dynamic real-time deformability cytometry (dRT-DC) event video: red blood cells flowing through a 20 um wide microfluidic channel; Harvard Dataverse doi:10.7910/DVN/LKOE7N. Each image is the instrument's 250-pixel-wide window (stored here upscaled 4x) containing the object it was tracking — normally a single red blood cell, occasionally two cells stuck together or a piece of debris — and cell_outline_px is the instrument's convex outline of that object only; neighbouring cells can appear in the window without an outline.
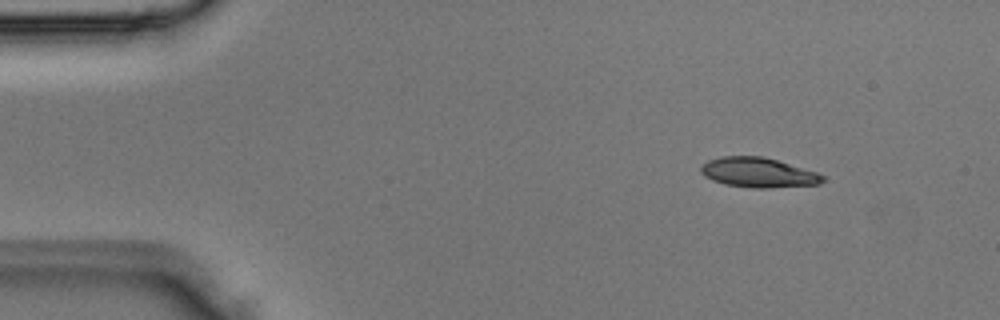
{"species": "Egyptian fruit bat (a non-hibernating species)", "species_latin": "Rousettus aegyptiacus", "temperature_condition": "room temperature", "stored_images_in_passage": 4, "camera_frame_rate_fps": 3000, "um_per_image_px": 0.085, "animal": {"sex": "male"}, "frame": {"image": 1, "passage_image": 1, "time_ms": 0.0, "image_size_px": [1000, 320], "cell_outline_px": [[824, 180], [820, 184], [768, 188], [752, 188], [724, 184], [712, 180], [704, 176], [700, 172], [700, 164], [708, 160], [720, 156], [764, 156], [816, 172], [824, 176]], "centroid_in_image_um": [64.4, 14.66], "position_along_channel_um": 20.6, "area_um2": 21.27}}
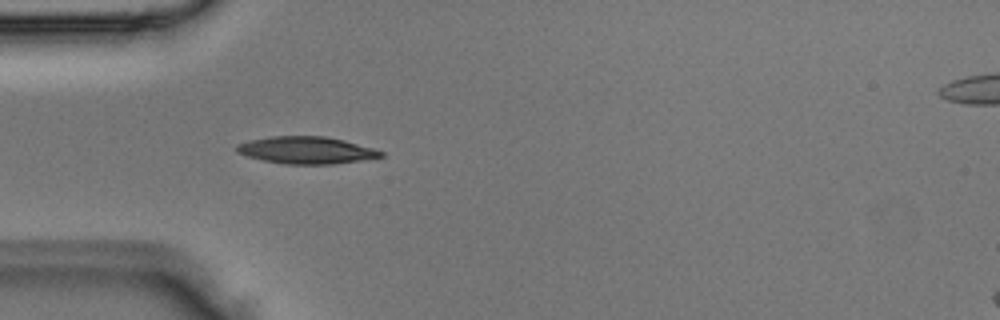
{"frame": {"image": 2, "passage_image": 3, "time_ms": 0.667, "image_size_px": [1000, 320], "cell_outline_px": [[384, 156], [360, 160], [332, 164], [284, 164], [264, 160], [248, 156], [236, 152], [236, 144], [268, 136], [324, 136], [344, 140], [376, 148], [384, 152]], "centroid_in_image_um": [26.06, 12.76], "position_along_channel_um": 58.9, "area_um2": 22.77}}